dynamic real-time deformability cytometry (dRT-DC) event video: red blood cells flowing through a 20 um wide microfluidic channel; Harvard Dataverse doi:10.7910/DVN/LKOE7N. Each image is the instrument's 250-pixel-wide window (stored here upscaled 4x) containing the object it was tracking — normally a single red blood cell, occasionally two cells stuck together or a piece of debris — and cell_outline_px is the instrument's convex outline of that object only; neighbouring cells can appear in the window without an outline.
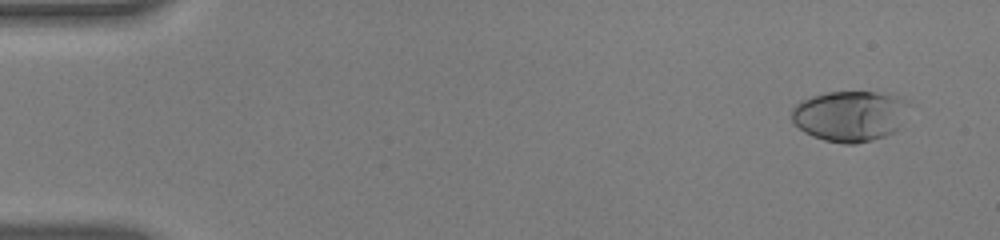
{"species": "human", "species_latin": "Homo sapiens", "temperature_condition": "warm", "stored_images_in_passage": 52, "camera_frame_rate_fps": 3000, "um_per_image_px": 0.085, "donor": {"sex": "male"}, "frame": {"image": 1, "passage_image": 1, "time_ms": 0.0, "image_size_px": [1000, 240], "cell_outline_px": [[904, 100], [896, 132], [872, 140], [856, 144], [844, 144], [824, 140], [812, 136], [804, 132], [792, 120], [792, 108], [800, 100], [812, 96], [828, 92], [876, 92], [896, 96]], "centroid_in_image_um": [72.12, 9.87], "position_along_channel_um": 12.9, "area_um2": 33.81}}
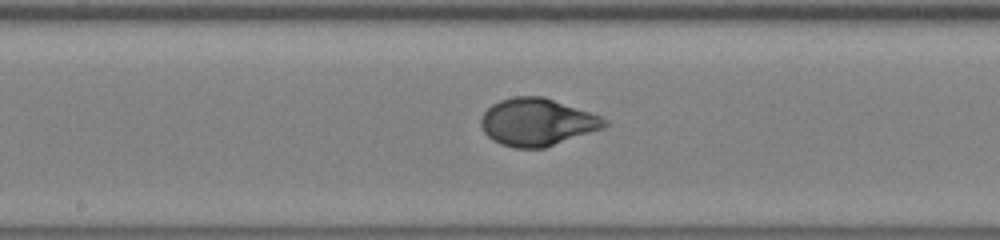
{"frame": {"image": 2, "passage_image": 27, "time_ms": 8.667, "image_size_px": [1000, 240], "cell_outline_px": [[608, 124], [604, 128], [544, 148], [516, 148], [500, 144], [492, 140], [484, 132], [480, 124], [480, 120], [484, 112], [492, 104], [500, 100], [512, 96], [544, 96], [592, 112], [608, 120]], "centroid_in_image_um": [45.66, 10.37], "position_along_channel_um": 202.5, "area_um2": 34.39}}
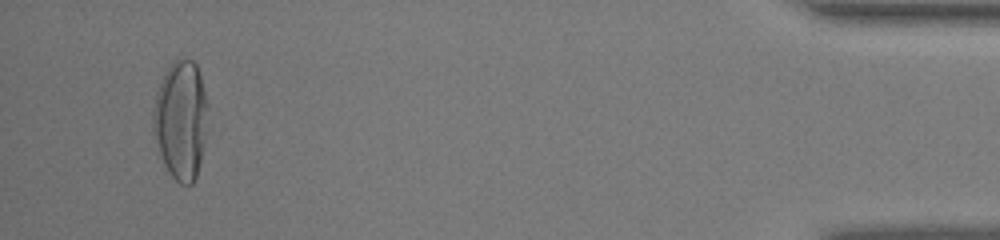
{"frame": {"image": 3, "passage_image": 50, "time_ms": 16.333, "image_size_px": [1000, 240], "cell_outline_px": [[208, 108], [204, 136], [200, 160], [196, 176], [192, 184], [180, 184], [168, 172], [164, 164], [152, 128], [152, 108], [156, 92], [160, 80], [176, 56], [184, 56], [192, 60], [196, 64], [200, 76], [208, 104]], "centroid_in_image_um": [15.34, 10.12], "position_along_channel_um": 419.9, "area_um2": 37.92}, "authors_computed_cell_mechanics": {"area_um2": 33.524, "velocity_mm_per_s": 3.7979, "shape_relaxation_time_tau1_ms": 4.2076, "shape_relaxation_time_tau2_ms": null, "deformation_change_tau1": 0.24, "deformation_change_tau2": null}}